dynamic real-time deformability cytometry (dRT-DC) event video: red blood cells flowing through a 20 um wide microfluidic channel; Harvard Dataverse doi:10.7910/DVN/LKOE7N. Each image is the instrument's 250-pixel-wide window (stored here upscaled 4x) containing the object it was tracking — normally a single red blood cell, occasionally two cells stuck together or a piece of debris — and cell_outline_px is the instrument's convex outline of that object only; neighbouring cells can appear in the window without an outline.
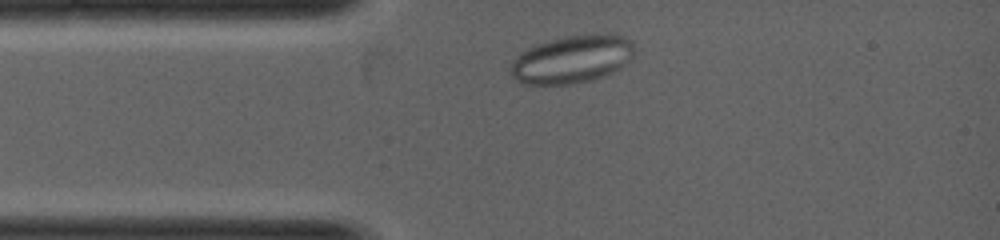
{"species": "common noctule bat (a hibernating species)", "species_latin": "Nyctalus noctula", "temperature_condition": "warm", "stored_images_in_passage": 4, "camera_frame_rate_fps": 5000, "um_per_image_px": 0.085, "animal": {"sex": "female", "body_mass_g": 19.0, "forearm_length_mm": 53.3}, "frame": {"image": 1, "passage_image": 2, "time_ms": 0.2, "image_size_px": [1000, 240], "cell_outline_px": [[632, 56], [620, 68], [612, 72], [588, 80], [568, 84], [520, 84], [512, 76], [508, 68], [512, 60], [528, 48], [552, 40], [568, 36], [596, 32], [608, 32], [624, 36], [632, 40]], "centroid_in_image_um": [48.61, 5.02], "position_along_channel_um": 36.4, "area_um2": 34.39}}